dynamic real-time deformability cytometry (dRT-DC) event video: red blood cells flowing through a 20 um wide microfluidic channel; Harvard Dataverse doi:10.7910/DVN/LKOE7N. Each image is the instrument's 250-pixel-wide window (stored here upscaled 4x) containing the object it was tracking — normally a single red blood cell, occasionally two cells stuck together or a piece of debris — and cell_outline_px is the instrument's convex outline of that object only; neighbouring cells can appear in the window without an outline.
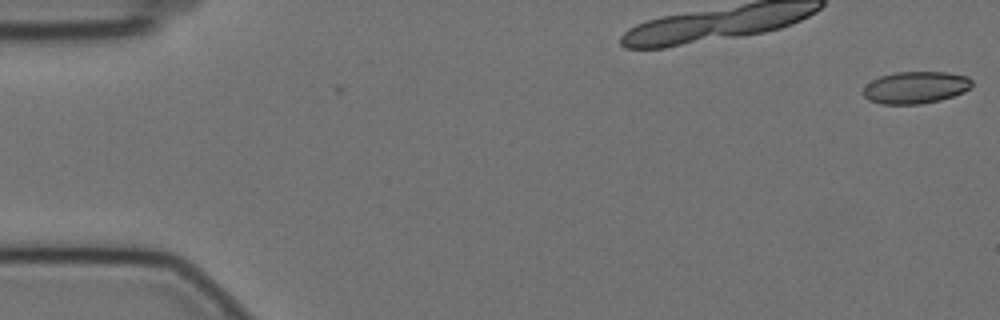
{"species": "Egyptian fruit bat (a non-hibernating species)", "species_latin": "Rousettus aegyptiacus", "temperature_condition": "cold", "stored_images_in_passage": 15, "camera_frame_rate_fps": 3000, "um_per_image_px": 0.085, "animal": {"sex": "female"}, "frame": {"image": 1, "passage_image": 1, "time_ms": 0.0, "image_size_px": [1000, 320], "cell_outline_px": [[972, 84], [964, 92], [940, 100], [920, 104], [880, 104], [868, 100], [864, 96], [864, 88], [872, 80], [880, 76], [896, 72], [948, 72], [968, 76], [972, 80]], "centroid_in_image_um": [77.83, 7.43], "position_along_channel_um": 7.2, "area_um2": 20.29}}